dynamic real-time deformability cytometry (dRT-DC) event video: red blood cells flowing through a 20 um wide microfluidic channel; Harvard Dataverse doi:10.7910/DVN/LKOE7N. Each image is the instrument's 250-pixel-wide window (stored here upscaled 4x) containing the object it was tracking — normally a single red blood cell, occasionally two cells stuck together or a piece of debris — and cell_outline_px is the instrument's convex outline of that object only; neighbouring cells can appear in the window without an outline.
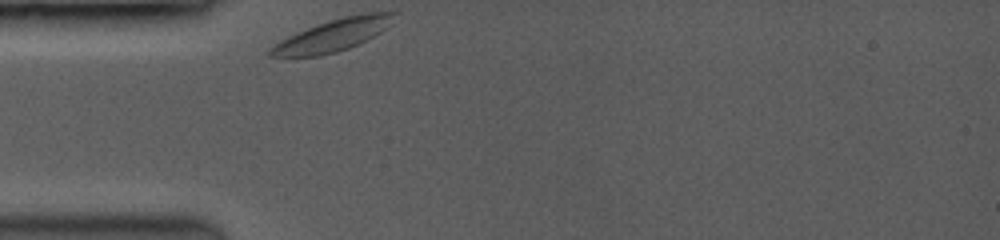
{"species": "common noctule bat (a hibernating species)", "species_latin": "Nyctalus noctula", "temperature_condition": "room temperature", "stored_images_in_passage": 11, "camera_frame_rate_fps": 3500, "um_per_image_px": 0.085, "animal": {"sex": "female", "body_mass_g": 19.0, "forearm_length_mm": 53.3}, "frame": {"image": 1, "passage_image": 1, "time_ms": 0.0, "image_size_px": [1000, 240], "cell_outline_px": [[396, 12], [392, 24], [388, 28], [360, 44], [336, 52], [320, 56], [268, 56], [268, 48], [280, 40], [296, 32], [344, 16], [360, 12]], "centroid_in_image_um": [28.34, 2.99], "position_along_channel_um": 56.7, "area_um2": 23.12}}